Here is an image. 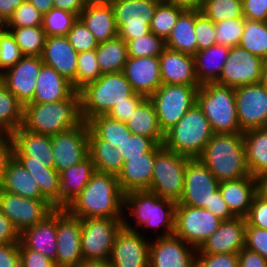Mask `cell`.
I'll return each instance as SVG.
<instances>
[{"label": "cell", "mask_w": 267, "mask_h": 267, "mask_svg": "<svg viewBox=\"0 0 267 267\" xmlns=\"http://www.w3.org/2000/svg\"><path fill=\"white\" fill-rule=\"evenodd\" d=\"M146 98L141 95L134 93L130 98H128V102H122L120 104H116L107 114L110 118L119 120L121 122L128 121L129 117L135 111V109L145 100Z\"/></svg>", "instance_id": "60"}, {"label": "cell", "mask_w": 267, "mask_h": 267, "mask_svg": "<svg viewBox=\"0 0 267 267\" xmlns=\"http://www.w3.org/2000/svg\"><path fill=\"white\" fill-rule=\"evenodd\" d=\"M0 267H20L19 243L0 244Z\"/></svg>", "instance_id": "62"}, {"label": "cell", "mask_w": 267, "mask_h": 267, "mask_svg": "<svg viewBox=\"0 0 267 267\" xmlns=\"http://www.w3.org/2000/svg\"><path fill=\"white\" fill-rule=\"evenodd\" d=\"M160 145L149 137L131 134L117 149L121 152L124 162H126L128 157H143V153L156 151Z\"/></svg>", "instance_id": "52"}, {"label": "cell", "mask_w": 267, "mask_h": 267, "mask_svg": "<svg viewBox=\"0 0 267 267\" xmlns=\"http://www.w3.org/2000/svg\"><path fill=\"white\" fill-rule=\"evenodd\" d=\"M162 84L201 86L195 71L194 56L165 48L159 55Z\"/></svg>", "instance_id": "24"}, {"label": "cell", "mask_w": 267, "mask_h": 267, "mask_svg": "<svg viewBox=\"0 0 267 267\" xmlns=\"http://www.w3.org/2000/svg\"><path fill=\"white\" fill-rule=\"evenodd\" d=\"M167 3L181 6L185 9H200L203 0H163Z\"/></svg>", "instance_id": "70"}, {"label": "cell", "mask_w": 267, "mask_h": 267, "mask_svg": "<svg viewBox=\"0 0 267 267\" xmlns=\"http://www.w3.org/2000/svg\"><path fill=\"white\" fill-rule=\"evenodd\" d=\"M27 171L45 170L43 162L30 161V157H14Z\"/></svg>", "instance_id": "69"}, {"label": "cell", "mask_w": 267, "mask_h": 267, "mask_svg": "<svg viewBox=\"0 0 267 267\" xmlns=\"http://www.w3.org/2000/svg\"><path fill=\"white\" fill-rule=\"evenodd\" d=\"M205 209L220 218L222 221L235 218L222 198L219 189L213 194V198L210 201V207H205Z\"/></svg>", "instance_id": "65"}, {"label": "cell", "mask_w": 267, "mask_h": 267, "mask_svg": "<svg viewBox=\"0 0 267 267\" xmlns=\"http://www.w3.org/2000/svg\"><path fill=\"white\" fill-rule=\"evenodd\" d=\"M196 104L208 119L213 133H243L237 117L235 88L202 84L197 90Z\"/></svg>", "instance_id": "6"}, {"label": "cell", "mask_w": 267, "mask_h": 267, "mask_svg": "<svg viewBox=\"0 0 267 267\" xmlns=\"http://www.w3.org/2000/svg\"><path fill=\"white\" fill-rule=\"evenodd\" d=\"M245 219L247 226L267 230V199L259 192L253 197L251 208Z\"/></svg>", "instance_id": "56"}, {"label": "cell", "mask_w": 267, "mask_h": 267, "mask_svg": "<svg viewBox=\"0 0 267 267\" xmlns=\"http://www.w3.org/2000/svg\"><path fill=\"white\" fill-rule=\"evenodd\" d=\"M245 248L259 253L267 260V230L246 225Z\"/></svg>", "instance_id": "58"}, {"label": "cell", "mask_w": 267, "mask_h": 267, "mask_svg": "<svg viewBox=\"0 0 267 267\" xmlns=\"http://www.w3.org/2000/svg\"><path fill=\"white\" fill-rule=\"evenodd\" d=\"M53 5L54 8L74 13L77 16L86 7L83 0H53Z\"/></svg>", "instance_id": "68"}, {"label": "cell", "mask_w": 267, "mask_h": 267, "mask_svg": "<svg viewBox=\"0 0 267 267\" xmlns=\"http://www.w3.org/2000/svg\"><path fill=\"white\" fill-rule=\"evenodd\" d=\"M200 86L162 84L150 97L160 125L165 134L178 123L185 113L196 104Z\"/></svg>", "instance_id": "9"}, {"label": "cell", "mask_w": 267, "mask_h": 267, "mask_svg": "<svg viewBox=\"0 0 267 267\" xmlns=\"http://www.w3.org/2000/svg\"><path fill=\"white\" fill-rule=\"evenodd\" d=\"M245 20L244 17H237L216 22L215 37L217 44L230 48L238 46L243 34Z\"/></svg>", "instance_id": "50"}, {"label": "cell", "mask_w": 267, "mask_h": 267, "mask_svg": "<svg viewBox=\"0 0 267 267\" xmlns=\"http://www.w3.org/2000/svg\"><path fill=\"white\" fill-rule=\"evenodd\" d=\"M20 241L31 250H35L56 260L57 239H56V209L42 222L26 228L20 234Z\"/></svg>", "instance_id": "29"}, {"label": "cell", "mask_w": 267, "mask_h": 267, "mask_svg": "<svg viewBox=\"0 0 267 267\" xmlns=\"http://www.w3.org/2000/svg\"><path fill=\"white\" fill-rule=\"evenodd\" d=\"M125 123L132 134L149 137L157 144H163L165 134L160 128L155 108L149 98L133 111Z\"/></svg>", "instance_id": "37"}, {"label": "cell", "mask_w": 267, "mask_h": 267, "mask_svg": "<svg viewBox=\"0 0 267 267\" xmlns=\"http://www.w3.org/2000/svg\"><path fill=\"white\" fill-rule=\"evenodd\" d=\"M31 3L41 14L48 13L54 8L53 0H26Z\"/></svg>", "instance_id": "71"}, {"label": "cell", "mask_w": 267, "mask_h": 267, "mask_svg": "<svg viewBox=\"0 0 267 267\" xmlns=\"http://www.w3.org/2000/svg\"><path fill=\"white\" fill-rule=\"evenodd\" d=\"M246 20L267 22V0H242Z\"/></svg>", "instance_id": "61"}, {"label": "cell", "mask_w": 267, "mask_h": 267, "mask_svg": "<svg viewBox=\"0 0 267 267\" xmlns=\"http://www.w3.org/2000/svg\"><path fill=\"white\" fill-rule=\"evenodd\" d=\"M219 191L230 212L235 217H246L252 199L258 192V179L249 175L236 180H225L219 183Z\"/></svg>", "instance_id": "27"}, {"label": "cell", "mask_w": 267, "mask_h": 267, "mask_svg": "<svg viewBox=\"0 0 267 267\" xmlns=\"http://www.w3.org/2000/svg\"><path fill=\"white\" fill-rule=\"evenodd\" d=\"M41 57L24 56L14 66L0 74V80L26 105L33 100L37 77L43 65Z\"/></svg>", "instance_id": "20"}, {"label": "cell", "mask_w": 267, "mask_h": 267, "mask_svg": "<svg viewBox=\"0 0 267 267\" xmlns=\"http://www.w3.org/2000/svg\"><path fill=\"white\" fill-rule=\"evenodd\" d=\"M185 8L161 1L155 10L150 24V31L164 40L171 34L179 15Z\"/></svg>", "instance_id": "44"}, {"label": "cell", "mask_w": 267, "mask_h": 267, "mask_svg": "<svg viewBox=\"0 0 267 267\" xmlns=\"http://www.w3.org/2000/svg\"><path fill=\"white\" fill-rule=\"evenodd\" d=\"M20 267H55L54 261L19 242Z\"/></svg>", "instance_id": "59"}, {"label": "cell", "mask_w": 267, "mask_h": 267, "mask_svg": "<svg viewBox=\"0 0 267 267\" xmlns=\"http://www.w3.org/2000/svg\"><path fill=\"white\" fill-rule=\"evenodd\" d=\"M87 5L110 4L113 0H83Z\"/></svg>", "instance_id": "75"}, {"label": "cell", "mask_w": 267, "mask_h": 267, "mask_svg": "<svg viewBox=\"0 0 267 267\" xmlns=\"http://www.w3.org/2000/svg\"><path fill=\"white\" fill-rule=\"evenodd\" d=\"M238 122L242 132L267 125V91L261 84L235 88Z\"/></svg>", "instance_id": "18"}, {"label": "cell", "mask_w": 267, "mask_h": 267, "mask_svg": "<svg viewBox=\"0 0 267 267\" xmlns=\"http://www.w3.org/2000/svg\"><path fill=\"white\" fill-rule=\"evenodd\" d=\"M75 267H112L109 261L83 259Z\"/></svg>", "instance_id": "72"}, {"label": "cell", "mask_w": 267, "mask_h": 267, "mask_svg": "<svg viewBox=\"0 0 267 267\" xmlns=\"http://www.w3.org/2000/svg\"><path fill=\"white\" fill-rule=\"evenodd\" d=\"M95 53L102 74L123 72L124 65L128 60L127 44L123 39L116 36L100 42Z\"/></svg>", "instance_id": "39"}, {"label": "cell", "mask_w": 267, "mask_h": 267, "mask_svg": "<svg viewBox=\"0 0 267 267\" xmlns=\"http://www.w3.org/2000/svg\"><path fill=\"white\" fill-rule=\"evenodd\" d=\"M162 0H113L118 37L125 42L141 38L150 31V24L157 5Z\"/></svg>", "instance_id": "10"}, {"label": "cell", "mask_w": 267, "mask_h": 267, "mask_svg": "<svg viewBox=\"0 0 267 267\" xmlns=\"http://www.w3.org/2000/svg\"><path fill=\"white\" fill-rule=\"evenodd\" d=\"M75 92L71 82L54 68L43 64L30 103H54L68 99Z\"/></svg>", "instance_id": "30"}, {"label": "cell", "mask_w": 267, "mask_h": 267, "mask_svg": "<svg viewBox=\"0 0 267 267\" xmlns=\"http://www.w3.org/2000/svg\"><path fill=\"white\" fill-rule=\"evenodd\" d=\"M124 208L128 214L136 219V225L131 226L124 216L123 226L129 230H144L146 227L159 230L163 227L162 235L168 237L173 235L175 227L176 202L152 193L148 190L132 191L124 194ZM129 223V224H128ZM156 228V229H155Z\"/></svg>", "instance_id": "4"}, {"label": "cell", "mask_w": 267, "mask_h": 267, "mask_svg": "<svg viewBox=\"0 0 267 267\" xmlns=\"http://www.w3.org/2000/svg\"><path fill=\"white\" fill-rule=\"evenodd\" d=\"M65 209L80 219H124V193L117 176L96 171Z\"/></svg>", "instance_id": "1"}, {"label": "cell", "mask_w": 267, "mask_h": 267, "mask_svg": "<svg viewBox=\"0 0 267 267\" xmlns=\"http://www.w3.org/2000/svg\"><path fill=\"white\" fill-rule=\"evenodd\" d=\"M128 57H159L166 48L165 40L149 32L141 38L126 42Z\"/></svg>", "instance_id": "48"}, {"label": "cell", "mask_w": 267, "mask_h": 267, "mask_svg": "<svg viewBox=\"0 0 267 267\" xmlns=\"http://www.w3.org/2000/svg\"><path fill=\"white\" fill-rule=\"evenodd\" d=\"M14 37L23 56L41 57L46 34L41 26L5 27Z\"/></svg>", "instance_id": "42"}, {"label": "cell", "mask_w": 267, "mask_h": 267, "mask_svg": "<svg viewBox=\"0 0 267 267\" xmlns=\"http://www.w3.org/2000/svg\"><path fill=\"white\" fill-rule=\"evenodd\" d=\"M219 181L249 176L243 133H213L197 157Z\"/></svg>", "instance_id": "2"}, {"label": "cell", "mask_w": 267, "mask_h": 267, "mask_svg": "<svg viewBox=\"0 0 267 267\" xmlns=\"http://www.w3.org/2000/svg\"><path fill=\"white\" fill-rule=\"evenodd\" d=\"M123 73L134 92L145 98L162 85L159 57H128Z\"/></svg>", "instance_id": "23"}, {"label": "cell", "mask_w": 267, "mask_h": 267, "mask_svg": "<svg viewBox=\"0 0 267 267\" xmlns=\"http://www.w3.org/2000/svg\"><path fill=\"white\" fill-rule=\"evenodd\" d=\"M57 255L55 267H75L83 260L81 252V219L65 208L56 209Z\"/></svg>", "instance_id": "17"}, {"label": "cell", "mask_w": 267, "mask_h": 267, "mask_svg": "<svg viewBox=\"0 0 267 267\" xmlns=\"http://www.w3.org/2000/svg\"><path fill=\"white\" fill-rule=\"evenodd\" d=\"M78 18L100 43L115 38L118 28L111 4L87 5Z\"/></svg>", "instance_id": "31"}, {"label": "cell", "mask_w": 267, "mask_h": 267, "mask_svg": "<svg viewBox=\"0 0 267 267\" xmlns=\"http://www.w3.org/2000/svg\"><path fill=\"white\" fill-rule=\"evenodd\" d=\"M230 47L215 44L194 55L196 77L199 83H215L223 70Z\"/></svg>", "instance_id": "34"}, {"label": "cell", "mask_w": 267, "mask_h": 267, "mask_svg": "<svg viewBox=\"0 0 267 267\" xmlns=\"http://www.w3.org/2000/svg\"><path fill=\"white\" fill-rule=\"evenodd\" d=\"M245 161L249 174L255 178L267 174V129L243 132Z\"/></svg>", "instance_id": "35"}, {"label": "cell", "mask_w": 267, "mask_h": 267, "mask_svg": "<svg viewBox=\"0 0 267 267\" xmlns=\"http://www.w3.org/2000/svg\"><path fill=\"white\" fill-rule=\"evenodd\" d=\"M82 121L80 94L75 91L59 102L24 105L22 127L33 133L53 136Z\"/></svg>", "instance_id": "3"}, {"label": "cell", "mask_w": 267, "mask_h": 267, "mask_svg": "<svg viewBox=\"0 0 267 267\" xmlns=\"http://www.w3.org/2000/svg\"><path fill=\"white\" fill-rule=\"evenodd\" d=\"M89 126L83 120L77 126L51 136L53 168L60 174L89 156Z\"/></svg>", "instance_id": "16"}, {"label": "cell", "mask_w": 267, "mask_h": 267, "mask_svg": "<svg viewBox=\"0 0 267 267\" xmlns=\"http://www.w3.org/2000/svg\"><path fill=\"white\" fill-rule=\"evenodd\" d=\"M258 192L267 199V174L258 178Z\"/></svg>", "instance_id": "73"}, {"label": "cell", "mask_w": 267, "mask_h": 267, "mask_svg": "<svg viewBox=\"0 0 267 267\" xmlns=\"http://www.w3.org/2000/svg\"><path fill=\"white\" fill-rule=\"evenodd\" d=\"M88 153L96 171L118 176L124 164L121 152L113 148L110 142L98 138L90 129L88 131Z\"/></svg>", "instance_id": "36"}, {"label": "cell", "mask_w": 267, "mask_h": 267, "mask_svg": "<svg viewBox=\"0 0 267 267\" xmlns=\"http://www.w3.org/2000/svg\"><path fill=\"white\" fill-rule=\"evenodd\" d=\"M155 239L150 241L149 267H195L196 249L184 240L174 235Z\"/></svg>", "instance_id": "21"}, {"label": "cell", "mask_w": 267, "mask_h": 267, "mask_svg": "<svg viewBox=\"0 0 267 267\" xmlns=\"http://www.w3.org/2000/svg\"><path fill=\"white\" fill-rule=\"evenodd\" d=\"M134 93L123 72L102 74L79 91L82 120L87 123L98 115H107L113 106L128 102Z\"/></svg>", "instance_id": "5"}, {"label": "cell", "mask_w": 267, "mask_h": 267, "mask_svg": "<svg viewBox=\"0 0 267 267\" xmlns=\"http://www.w3.org/2000/svg\"><path fill=\"white\" fill-rule=\"evenodd\" d=\"M245 228L244 217L222 221L219 228L196 250V254H238L245 247Z\"/></svg>", "instance_id": "22"}, {"label": "cell", "mask_w": 267, "mask_h": 267, "mask_svg": "<svg viewBox=\"0 0 267 267\" xmlns=\"http://www.w3.org/2000/svg\"><path fill=\"white\" fill-rule=\"evenodd\" d=\"M24 105L0 80V134H12L23 123Z\"/></svg>", "instance_id": "40"}, {"label": "cell", "mask_w": 267, "mask_h": 267, "mask_svg": "<svg viewBox=\"0 0 267 267\" xmlns=\"http://www.w3.org/2000/svg\"><path fill=\"white\" fill-rule=\"evenodd\" d=\"M264 59L239 46L230 48L222 73L216 84L239 87L261 81Z\"/></svg>", "instance_id": "15"}, {"label": "cell", "mask_w": 267, "mask_h": 267, "mask_svg": "<svg viewBox=\"0 0 267 267\" xmlns=\"http://www.w3.org/2000/svg\"><path fill=\"white\" fill-rule=\"evenodd\" d=\"M77 19L78 16L74 13L52 8L48 13L43 15L41 27L47 37L66 36Z\"/></svg>", "instance_id": "47"}, {"label": "cell", "mask_w": 267, "mask_h": 267, "mask_svg": "<svg viewBox=\"0 0 267 267\" xmlns=\"http://www.w3.org/2000/svg\"><path fill=\"white\" fill-rule=\"evenodd\" d=\"M124 219H81V252L83 259L108 261L116 234Z\"/></svg>", "instance_id": "11"}, {"label": "cell", "mask_w": 267, "mask_h": 267, "mask_svg": "<svg viewBox=\"0 0 267 267\" xmlns=\"http://www.w3.org/2000/svg\"><path fill=\"white\" fill-rule=\"evenodd\" d=\"M66 37L78 53L94 50L98 45L93 33L79 18L73 23L72 28L68 31Z\"/></svg>", "instance_id": "53"}, {"label": "cell", "mask_w": 267, "mask_h": 267, "mask_svg": "<svg viewBox=\"0 0 267 267\" xmlns=\"http://www.w3.org/2000/svg\"><path fill=\"white\" fill-rule=\"evenodd\" d=\"M14 148L13 157H30V161L43 162L54 166L51 136L33 133L20 126L11 134Z\"/></svg>", "instance_id": "26"}, {"label": "cell", "mask_w": 267, "mask_h": 267, "mask_svg": "<svg viewBox=\"0 0 267 267\" xmlns=\"http://www.w3.org/2000/svg\"><path fill=\"white\" fill-rule=\"evenodd\" d=\"M0 189L32 199H47L35 178L13 157L7 164Z\"/></svg>", "instance_id": "32"}, {"label": "cell", "mask_w": 267, "mask_h": 267, "mask_svg": "<svg viewBox=\"0 0 267 267\" xmlns=\"http://www.w3.org/2000/svg\"><path fill=\"white\" fill-rule=\"evenodd\" d=\"M200 11L215 23L225 19L244 17L242 0H203Z\"/></svg>", "instance_id": "45"}, {"label": "cell", "mask_w": 267, "mask_h": 267, "mask_svg": "<svg viewBox=\"0 0 267 267\" xmlns=\"http://www.w3.org/2000/svg\"><path fill=\"white\" fill-rule=\"evenodd\" d=\"M89 129L98 137L111 143L113 148L119 147L132 132L125 122L98 115L87 122Z\"/></svg>", "instance_id": "41"}, {"label": "cell", "mask_w": 267, "mask_h": 267, "mask_svg": "<svg viewBox=\"0 0 267 267\" xmlns=\"http://www.w3.org/2000/svg\"><path fill=\"white\" fill-rule=\"evenodd\" d=\"M57 209L48 199H32L0 189V211L21 234L26 228L42 222Z\"/></svg>", "instance_id": "13"}, {"label": "cell", "mask_w": 267, "mask_h": 267, "mask_svg": "<svg viewBox=\"0 0 267 267\" xmlns=\"http://www.w3.org/2000/svg\"><path fill=\"white\" fill-rule=\"evenodd\" d=\"M20 47L11 33L0 26V74L23 58Z\"/></svg>", "instance_id": "51"}, {"label": "cell", "mask_w": 267, "mask_h": 267, "mask_svg": "<svg viewBox=\"0 0 267 267\" xmlns=\"http://www.w3.org/2000/svg\"><path fill=\"white\" fill-rule=\"evenodd\" d=\"M221 223L220 218L204 208L176 204L173 235L197 250Z\"/></svg>", "instance_id": "12"}, {"label": "cell", "mask_w": 267, "mask_h": 267, "mask_svg": "<svg viewBox=\"0 0 267 267\" xmlns=\"http://www.w3.org/2000/svg\"><path fill=\"white\" fill-rule=\"evenodd\" d=\"M101 75L95 49L78 53L76 77L71 83L75 91L79 92Z\"/></svg>", "instance_id": "46"}, {"label": "cell", "mask_w": 267, "mask_h": 267, "mask_svg": "<svg viewBox=\"0 0 267 267\" xmlns=\"http://www.w3.org/2000/svg\"><path fill=\"white\" fill-rule=\"evenodd\" d=\"M238 46L253 55L267 59V22L245 20L243 34Z\"/></svg>", "instance_id": "43"}, {"label": "cell", "mask_w": 267, "mask_h": 267, "mask_svg": "<svg viewBox=\"0 0 267 267\" xmlns=\"http://www.w3.org/2000/svg\"><path fill=\"white\" fill-rule=\"evenodd\" d=\"M195 28V9H185L178 17L171 34L165 40L167 48L189 55L197 52Z\"/></svg>", "instance_id": "38"}, {"label": "cell", "mask_w": 267, "mask_h": 267, "mask_svg": "<svg viewBox=\"0 0 267 267\" xmlns=\"http://www.w3.org/2000/svg\"><path fill=\"white\" fill-rule=\"evenodd\" d=\"M25 0H0V26H4L12 17L14 10Z\"/></svg>", "instance_id": "67"}, {"label": "cell", "mask_w": 267, "mask_h": 267, "mask_svg": "<svg viewBox=\"0 0 267 267\" xmlns=\"http://www.w3.org/2000/svg\"><path fill=\"white\" fill-rule=\"evenodd\" d=\"M14 143L11 134H0V184L8 162L13 158Z\"/></svg>", "instance_id": "64"}, {"label": "cell", "mask_w": 267, "mask_h": 267, "mask_svg": "<svg viewBox=\"0 0 267 267\" xmlns=\"http://www.w3.org/2000/svg\"><path fill=\"white\" fill-rule=\"evenodd\" d=\"M155 151L143 153V157H128L117 176L119 187L124 194L148 190L153 175Z\"/></svg>", "instance_id": "28"}, {"label": "cell", "mask_w": 267, "mask_h": 267, "mask_svg": "<svg viewBox=\"0 0 267 267\" xmlns=\"http://www.w3.org/2000/svg\"><path fill=\"white\" fill-rule=\"evenodd\" d=\"M42 61L54 68L69 82L76 77L78 52L69 43L66 36L46 37Z\"/></svg>", "instance_id": "25"}, {"label": "cell", "mask_w": 267, "mask_h": 267, "mask_svg": "<svg viewBox=\"0 0 267 267\" xmlns=\"http://www.w3.org/2000/svg\"><path fill=\"white\" fill-rule=\"evenodd\" d=\"M219 183L198 158H190L185 167L183 193L176 204L204 209L210 207V201L219 189Z\"/></svg>", "instance_id": "14"}, {"label": "cell", "mask_w": 267, "mask_h": 267, "mask_svg": "<svg viewBox=\"0 0 267 267\" xmlns=\"http://www.w3.org/2000/svg\"><path fill=\"white\" fill-rule=\"evenodd\" d=\"M189 159L190 157L170 151L161 144L155 151L148 191L177 203L183 193L185 167Z\"/></svg>", "instance_id": "8"}, {"label": "cell", "mask_w": 267, "mask_h": 267, "mask_svg": "<svg viewBox=\"0 0 267 267\" xmlns=\"http://www.w3.org/2000/svg\"><path fill=\"white\" fill-rule=\"evenodd\" d=\"M212 135L208 119L195 104L165 133L163 146L178 154L197 158Z\"/></svg>", "instance_id": "7"}, {"label": "cell", "mask_w": 267, "mask_h": 267, "mask_svg": "<svg viewBox=\"0 0 267 267\" xmlns=\"http://www.w3.org/2000/svg\"><path fill=\"white\" fill-rule=\"evenodd\" d=\"M20 242V233L10 219L0 211V244Z\"/></svg>", "instance_id": "63"}, {"label": "cell", "mask_w": 267, "mask_h": 267, "mask_svg": "<svg viewBox=\"0 0 267 267\" xmlns=\"http://www.w3.org/2000/svg\"><path fill=\"white\" fill-rule=\"evenodd\" d=\"M195 267H238V254H196Z\"/></svg>", "instance_id": "57"}, {"label": "cell", "mask_w": 267, "mask_h": 267, "mask_svg": "<svg viewBox=\"0 0 267 267\" xmlns=\"http://www.w3.org/2000/svg\"><path fill=\"white\" fill-rule=\"evenodd\" d=\"M37 181L41 193L58 209L60 208V174L53 168L28 171Z\"/></svg>", "instance_id": "49"}, {"label": "cell", "mask_w": 267, "mask_h": 267, "mask_svg": "<svg viewBox=\"0 0 267 267\" xmlns=\"http://www.w3.org/2000/svg\"><path fill=\"white\" fill-rule=\"evenodd\" d=\"M43 14L26 0L14 10L12 17L4 27L41 26Z\"/></svg>", "instance_id": "55"}, {"label": "cell", "mask_w": 267, "mask_h": 267, "mask_svg": "<svg viewBox=\"0 0 267 267\" xmlns=\"http://www.w3.org/2000/svg\"><path fill=\"white\" fill-rule=\"evenodd\" d=\"M238 267H267V260L259 253L244 247L238 253Z\"/></svg>", "instance_id": "66"}, {"label": "cell", "mask_w": 267, "mask_h": 267, "mask_svg": "<svg viewBox=\"0 0 267 267\" xmlns=\"http://www.w3.org/2000/svg\"><path fill=\"white\" fill-rule=\"evenodd\" d=\"M260 83L266 88L267 91V59H264Z\"/></svg>", "instance_id": "74"}, {"label": "cell", "mask_w": 267, "mask_h": 267, "mask_svg": "<svg viewBox=\"0 0 267 267\" xmlns=\"http://www.w3.org/2000/svg\"><path fill=\"white\" fill-rule=\"evenodd\" d=\"M150 241L122 226L115 236L109 263L112 267H149Z\"/></svg>", "instance_id": "19"}, {"label": "cell", "mask_w": 267, "mask_h": 267, "mask_svg": "<svg viewBox=\"0 0 267 267\" xmlns=\"http://www.w3.org/2000/svg\"><path fill=\"white\" fill-rule=\"evenodd\" d=\"M197 51L205 50L217 44L215 37V22L206 18L200 11L195 9V28Z\"/></svg>", "instance_id": "54"}, {"label": "cell", "mask_w": 267, "mask_h": 267, "mask_svg": "<svg viewBox=\"0 0 267 267\" xmlns=\"http://www.w3.org/2000/svg\"><path fill=\"white\" fill-rule=\"evenodd\" d=\"M95 172L93 160L88 156L60 173V208H65L83 190Z\"/></svg>", "instance_id": "33"}]
</instances>
